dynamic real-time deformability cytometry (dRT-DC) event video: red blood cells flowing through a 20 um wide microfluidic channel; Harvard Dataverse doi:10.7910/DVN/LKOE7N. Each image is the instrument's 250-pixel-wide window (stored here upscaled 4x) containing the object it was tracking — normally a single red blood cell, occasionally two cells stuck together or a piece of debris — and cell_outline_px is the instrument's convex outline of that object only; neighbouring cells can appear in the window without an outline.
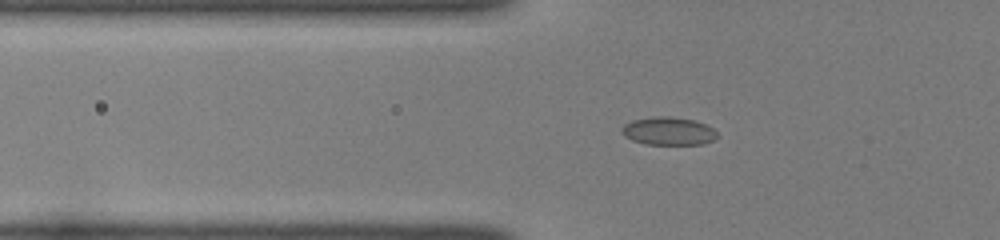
{"species": "common noctule bat (a hibernating species)", "species_latin": "Nyctalus noctula", "temperature_condition": "room temperature", "stored_images_in_passage": 35, "camera_frame_rate_fps": 3000, "um_per_image_px": 0.085, "animal": {"sex": "female", "body_mass_g": 22.0, "forearm_length_mm": 56.7}, "frame": {"image": 1, "passage_image": 3, "time_ms": 0.667, "image_size_px": [1000, 240], "cell_outline_px": [[716, 136], [712, 140], [704, 144], [644, 144], [632, 140], [624, 136], [620, 128], [624, 124], [632, 120], [656, 116], [668, 116], [696, 120], [712, 128], [716, 132]], "centroid_in_image_um": [56.78, 11.14], "position_along_channel_um": 69.0, "area_um2": 15.55}}
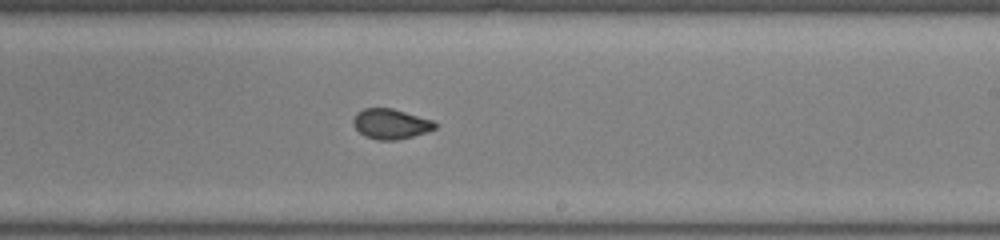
{"frame": {"image": 2, "passage_image": 17, "time_ms": 5.333, "image_size_px": [1000, 240], "cell_outline_px": [[436, 128], [412, 136], [396, 140], [376, 140], [364, 136], [352, 124], [352, 120], [356, 112], [364, 108], [392, 108], [432, 120], [436, 124]], "centroid_in_image_um": [33.16, 10.53], "position_along_channel_um": 255.8, "area_um2": 14.28}}
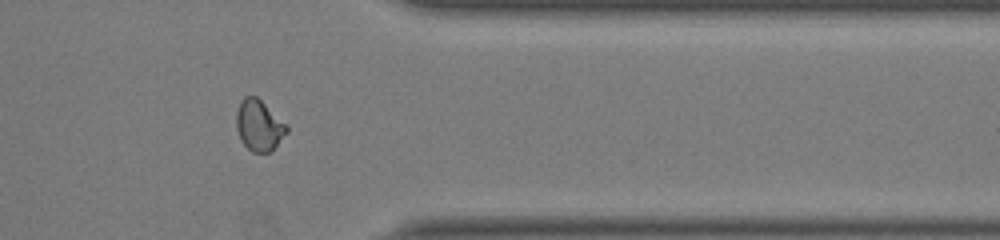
{"frame": {"image": 3, "passage_image": 27, "time_ms": 8.667, "image_size_px": [1000, 240], "cell_outline_px": [[288, 132], [272, 152], [252, 152], [240, 140], [236, 128], [236, 112], [244, 96], [256, 96], [288, 124]], "centroid_in_image_um": [22.04, 10.67], "position_along_channel_um": 389.4, "area_um2": 15.14}, "authors_computed_cell_mechanics": {"area_um2": 14.9124, "velocity_mm_per_s": 4.1234, "shape_relaxation_time_tau1_ms": null, "shape_relaxation_time_tau2_ms": 0.4663, "deformation_change_tau1": null, "deformation_change_tau2": 0.0523}}